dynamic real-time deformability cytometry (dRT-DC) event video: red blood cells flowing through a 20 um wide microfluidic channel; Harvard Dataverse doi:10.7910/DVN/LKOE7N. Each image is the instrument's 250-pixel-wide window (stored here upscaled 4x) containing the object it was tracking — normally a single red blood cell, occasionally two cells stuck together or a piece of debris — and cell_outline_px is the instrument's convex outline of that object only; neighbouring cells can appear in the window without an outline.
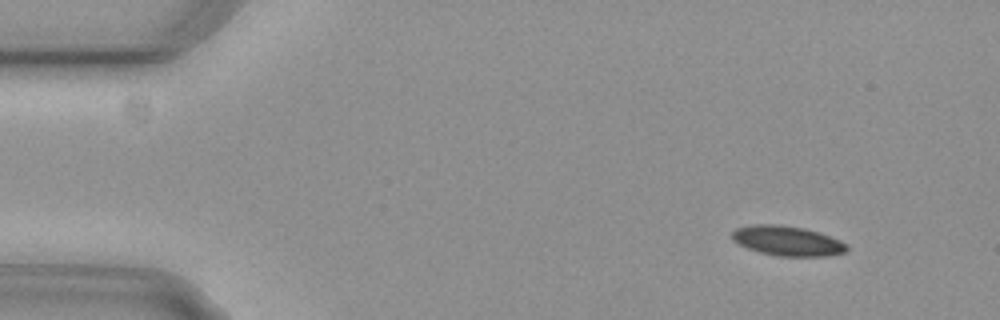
{"species": "common noctule bat (a hibernating species)", "species_latin": "Nyctalus noctula", "temperature_condition": "cold", "stored_images_in_passage": 5, "camera_frame_rate_fps": 3000, "um_per_image_px": 0.085, "animal": {"sex": "female", "body_mass_g": 29.2, "forearm_length_mm": 56.3}, "frame": {"image": 1, "passage_image": 2, "time_ms": 0.333, "image_size_px": [1000, 320], "cell_outline_px": [[848, 252], [828, 256], [776, 256], [760, 252], [748, 248], [732, 240], [732, 232], [736, 228], [752, 224], [780, 224], [804, 228], [820, 232], [840, 240], [848, 244]], "centroid_in_image_um": [66.96, 20.47], "position_along_channel_um": 18.0, "area_um2": 20.17}}